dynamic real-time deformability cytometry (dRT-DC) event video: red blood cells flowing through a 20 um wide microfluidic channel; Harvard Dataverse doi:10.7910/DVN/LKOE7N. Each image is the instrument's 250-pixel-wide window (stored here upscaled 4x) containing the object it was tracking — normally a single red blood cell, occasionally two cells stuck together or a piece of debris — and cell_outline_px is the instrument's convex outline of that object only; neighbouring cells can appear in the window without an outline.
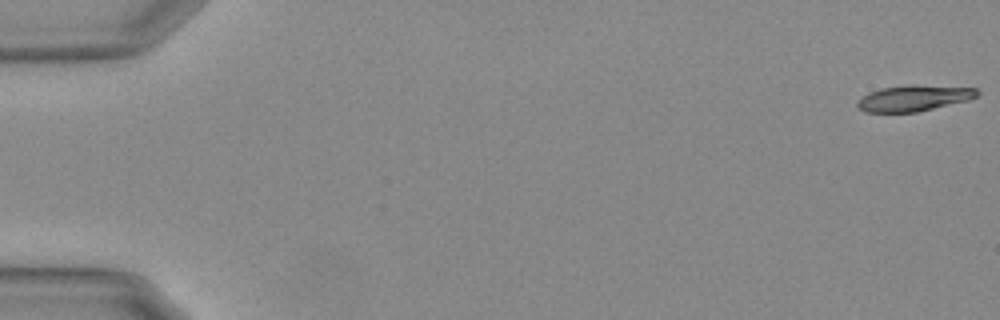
{"species": "Egyptian fruit bat (a non-hibernating species)", "species_latin": "Rousettus aegyptiacus", "temperature_condition": "warm", "stored_images_in_passage": 56, "camera_frame_rate_fps": 3000, "um_per_image_px": 0.085, "animal": {"sex": "female"}, "frame": {"image": 1, "passage_image": 1, "time_ms": 0.0, "image_size_px": [1000, 320], "cell_outline_px": [[980, 92], [976, 96], [968, 100], [916, 112], [864, 112], [856, 104], [864, 96], [872, 92], [884, 88], [976, 88]], "centroid_in_image_um": [77.65, 8.42], "position_along_channel_um": 7.3, "area_um2": 16.42}}
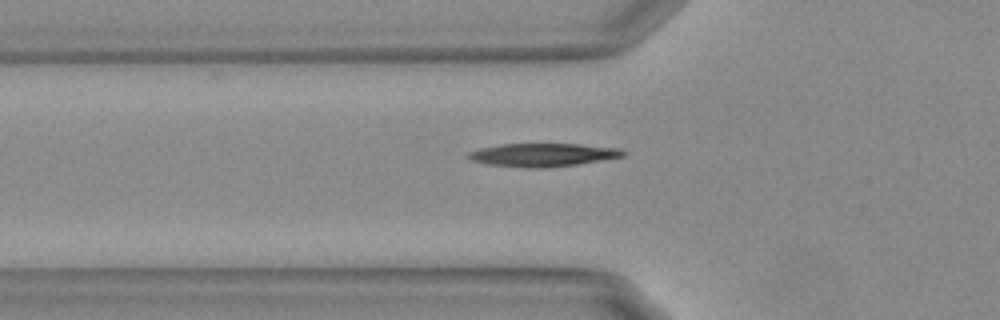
{"frame": {"image": 2, "passage_image": 20, "time_ms": 6.333, "image_size_px": [1000, 320], "cell_outline_px": [[628, 152], [624, 156], [576, 164], [548, 168], [524, 168], [488, 164], [472, 160], [464, 156], [468, 152], [480, 148], [500, 144], [580, 144], [620, 148]], "centroid_in_image_um": [46.13, 13.16], "position_along_channel_um": 79.7, "area_um2": 21.04}}
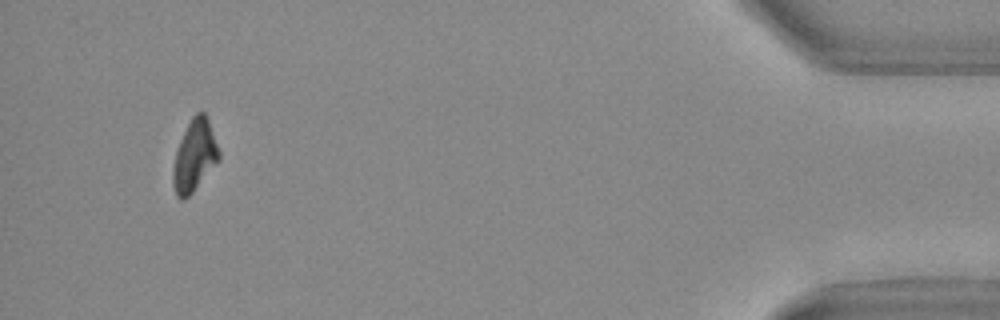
{"frame": {"image": 3, "passage_image": 53, "time_ms": 17.333, "image_size_px": [1000, 320], "cell_outline_px": [[220, 160], [192, 192], [184, 200], [180, 200], [176, 196], [172, 184], [172, 168], [176, 152], [180, 140], [192, 116], [196, 112], [204, 112], [208, 120], [220, 152]], "centroid_in_image_um": [16.52, 13.27], "position_along_channel_um": 418.7, "area_um2": 19.07}, "authors_computed_cell_mechanics": {"area_um2": 19.7098, "velocity_mm_per_s": 3.717, "shape_relaxation_time_tau1_ms": 7.4727, "shape_relaxation_time_tau2_ms": null, "deformation_change_tau1": 0.2249, "deformation_change_tau2": null}}